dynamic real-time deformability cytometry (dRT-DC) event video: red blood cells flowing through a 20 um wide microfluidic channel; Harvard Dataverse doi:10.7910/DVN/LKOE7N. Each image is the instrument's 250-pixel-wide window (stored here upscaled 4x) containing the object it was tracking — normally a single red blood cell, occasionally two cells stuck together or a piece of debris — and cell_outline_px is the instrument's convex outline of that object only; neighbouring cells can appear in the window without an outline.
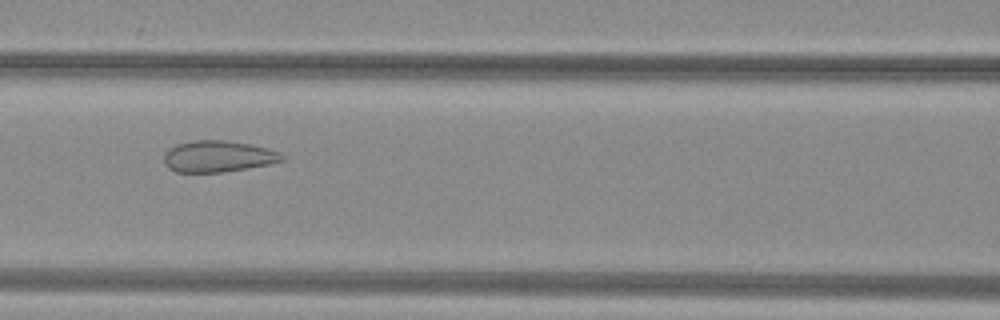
{"species": "common noctule bat (a hibernating species)", "species_latin": "Nyctalus noctula", "temperature_condition": "warm", "stored_images_in_passage": 39, "camera_frame_rate_fps": 3000, "um_per_image_px": 0.085, "animal": {"sex": "female", "body_mass_g": 29.2, "forearm_length_mm": 56.3}, "frame": {"image": 1, "passage_image": 11, "time_ms": 3.333, "image_size_px": [1000, 320], "cell_outline_px": [[284, 160], [268, 164], [224, 172], [176, 172], [168, 168], [164, 164], [164, 152], [176, 144], [196, 140], [224, 140], [252, 144], [268, 148], [280, 152], [284, 156]], "centroid_in_image_um": [18.52, 13.29], "position_along_channel_um": 148.1, "area_um2": 21.68}}
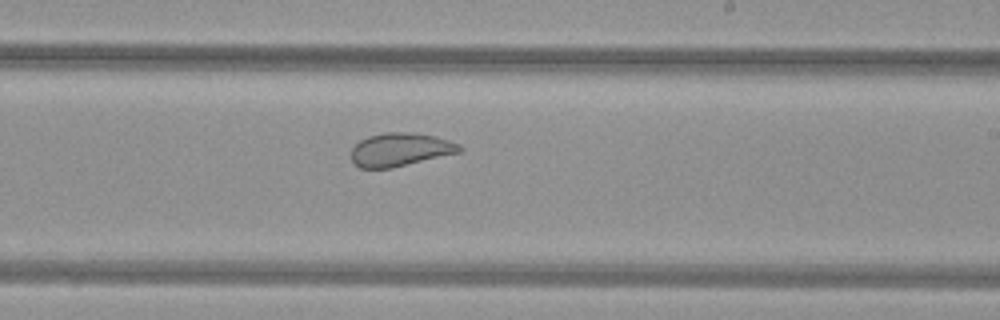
{"frame": {"image": 2, "passage_image": 19, "time_ms": 6.0, "image_size_px": [1000, 320], "cell_outline_px": [[464, 148], [460, 152], [392, 168], [360, 168], [352, 160], [352, 148], [360, 140], [368, 136], [384, 132], [408, 132], [436, 136], [460, 144]], "centroid_in_image_um": [34.04, 12.71], "position_along_channel_um": 255.0, "area_um2": 20.98}}
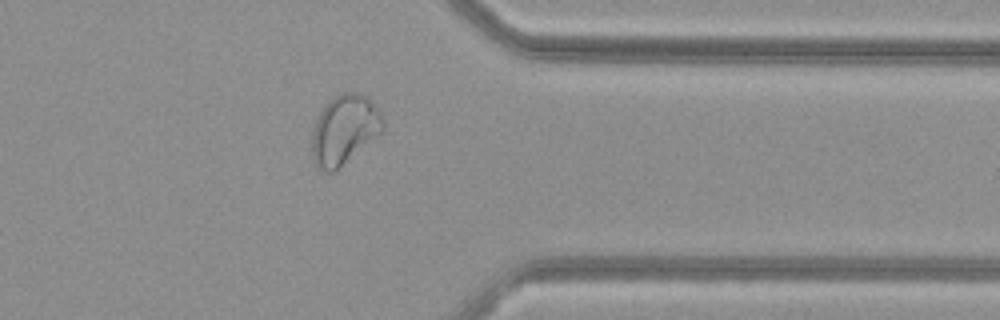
{"frame": {"image": 3, "passage_image": 29, "time_ms": 9.333, "image_size_px": [1000, 320], "cell_outline_px": [[384, 128], [380, 132], [336, 172], [320, 172], [316, 168], [312, 160], [312, 132], [316, 116], [328, 100], [332, 96], [340, 92], [360, 92], [368, 96], [372, 100], [380, 112], [384, 120]], "centroid_in_image_um": [29.23, 11.02], "position_along_channel_um": 382.2, "area_um2": 29.36}, "authors_computed_cell_mechanics": {"area_um2": 24.1604, "velocity_mm_per_s": 4.0304, "shape_relaxation_time_tau1_ms": null, "shape_relaxation_time_tau2_ms": 0.5217, "deformation_change_tau1": null, "deformation_change_tau2": 0.0708}}